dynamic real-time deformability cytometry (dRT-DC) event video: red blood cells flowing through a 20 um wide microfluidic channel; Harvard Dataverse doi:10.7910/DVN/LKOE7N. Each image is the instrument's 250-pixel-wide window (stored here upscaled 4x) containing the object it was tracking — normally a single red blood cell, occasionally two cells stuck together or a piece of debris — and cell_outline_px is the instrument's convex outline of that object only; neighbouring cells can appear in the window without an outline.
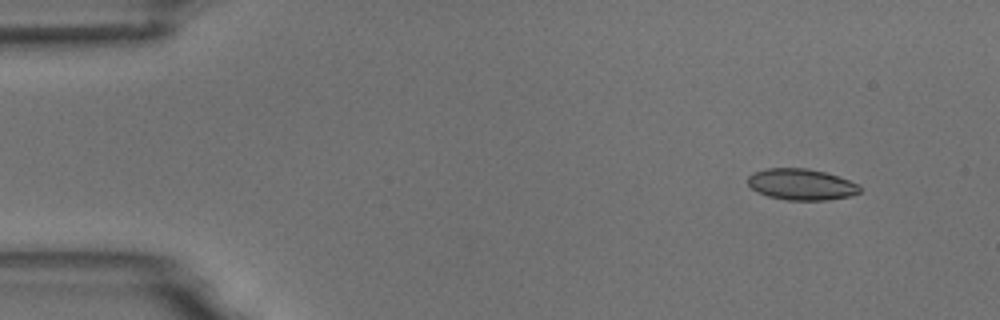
{"species": "common noctule bat (a hibernating species)", "species_latin": "Nyctalus noctula", "temperature_condition": "room temperature", "stored_images_in_passage": 4, "camera_frame_rate_fps": 3000, "um_per_image_px": 0.085, "animal": {"sex": "male", "body_mass_g": 18.8}, "frame": {"image": 1, "passage_image": 1, "time_ms": 0.0, "image_size_px": [1000, 320], "cell_outline_px": [[860, 192], [852, 196], [828, 200], [788, 200], [768, 196], [756, 192], [748, 184], [748, 176], [752, 172], [768, 168], [808, 168], [824, 172], [860, 184]], "centroid_in_image_um": [68.11, 15.68], "position_along_channel_um": 16.9, "area_um2": 20.46}}
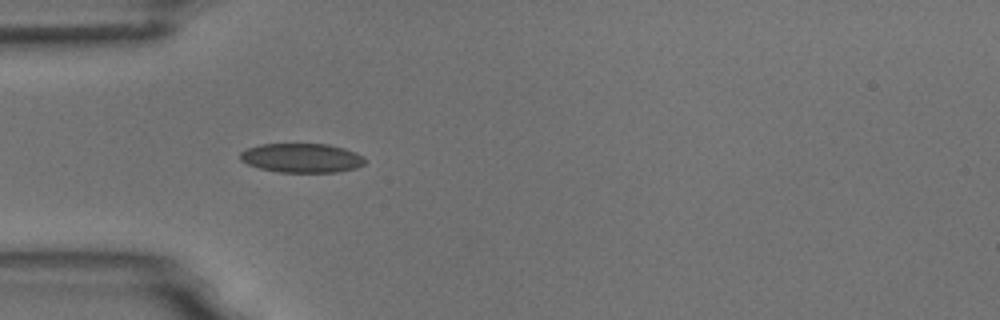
{"frame": {"image": 2, "passage_image": 4, "time_ms": 3.667, "image_size_px": [1000, 320], "cell_outline_px": [[368, 160], [364, 164], [356, 168], [336, 172], [280, 172], [260, 168], [248, 164], [240, 160], [240, 152], [248, 148], [260, 144], [328, 144], [344, 148], [356, 152], [364, 156]], "centroid_in_image_um": [25.69, 13.42], "position_along_channel_um": 59.3, "area_um2": 21.33}}